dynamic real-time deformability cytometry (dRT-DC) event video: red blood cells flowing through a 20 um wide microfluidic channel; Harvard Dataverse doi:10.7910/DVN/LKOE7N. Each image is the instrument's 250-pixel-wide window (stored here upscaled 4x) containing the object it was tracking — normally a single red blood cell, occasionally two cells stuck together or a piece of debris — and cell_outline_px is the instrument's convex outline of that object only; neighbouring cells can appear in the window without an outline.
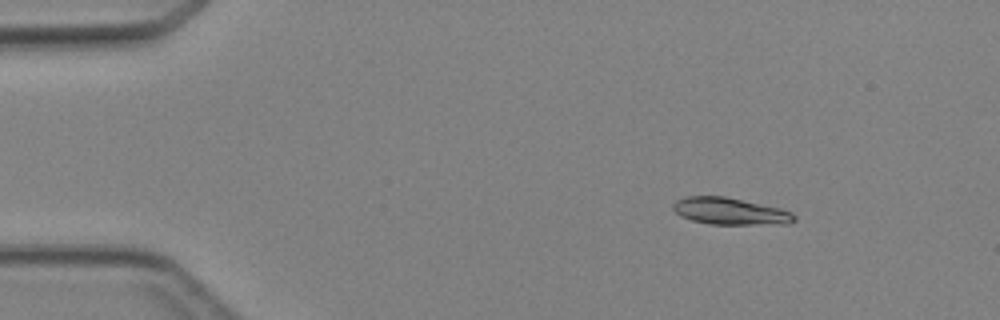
{"species": "Egyptian fruit bat (a non-hibernating species)", "species_latin": "Rousettus aegyptiacus", "temperature_condition": "cold", "stored_images_in_passage": 4, "camera_frame_rate_fps": 3000, "um_per_image_px": 0.085, "animal": {"sex": "female"}, "frame": {"image": 1, "passage_image": 2, "time_ms": 1.333, "image_size_px": [1000, 320], "cell_outline_px": [[796, 220], [788, 224], [708, 224], [692, 220], [680, 216], [672, 208], [672, 204], [676, 200], [688, 196], [724, 196], [780, 208], [792, 212], [796, 216]], "centroid_in_image_um": [62.06, 17.96], "position_along_channel_um": 22.9, "area_um2": 19.02}}